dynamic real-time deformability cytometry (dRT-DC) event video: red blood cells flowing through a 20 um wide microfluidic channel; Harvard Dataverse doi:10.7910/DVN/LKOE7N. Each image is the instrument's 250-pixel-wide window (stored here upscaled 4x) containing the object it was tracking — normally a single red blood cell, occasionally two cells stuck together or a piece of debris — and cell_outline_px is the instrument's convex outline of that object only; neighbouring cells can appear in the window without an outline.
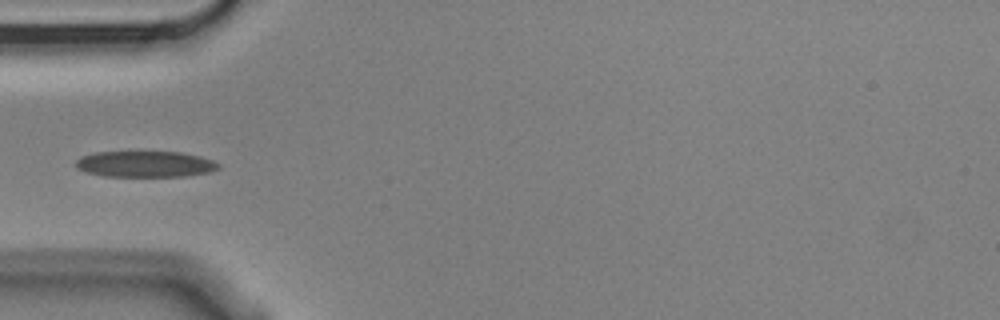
{"species": "Egyptian fruit bat (a non-hibernating species)", "species_latin": "Rousettus aegyptiacus", "temperature_condition": "cold", "stored_images_in_passage": 4, "camera_frame_rate_fps": 3000, "um_per_image_px": 0.085, "animal": {"sex": "male"}, "frame": {"image": 1, "passage_image": 4, "time_ms": 1.0, "image_size_px": [1000, 320], "cell_outline_px": [[220, 168], [208, 172], [184, 176], [104, 176], [88, 172], [76, 168], [76, 160], [80, 156], [96, 152], [180, 152], [200, 156], [212, 160], [220, 164]], "centroid_in_image_um": [12.34, 13.94], "position_along_channel_um": 72.7, "area_um2": 21.56}}